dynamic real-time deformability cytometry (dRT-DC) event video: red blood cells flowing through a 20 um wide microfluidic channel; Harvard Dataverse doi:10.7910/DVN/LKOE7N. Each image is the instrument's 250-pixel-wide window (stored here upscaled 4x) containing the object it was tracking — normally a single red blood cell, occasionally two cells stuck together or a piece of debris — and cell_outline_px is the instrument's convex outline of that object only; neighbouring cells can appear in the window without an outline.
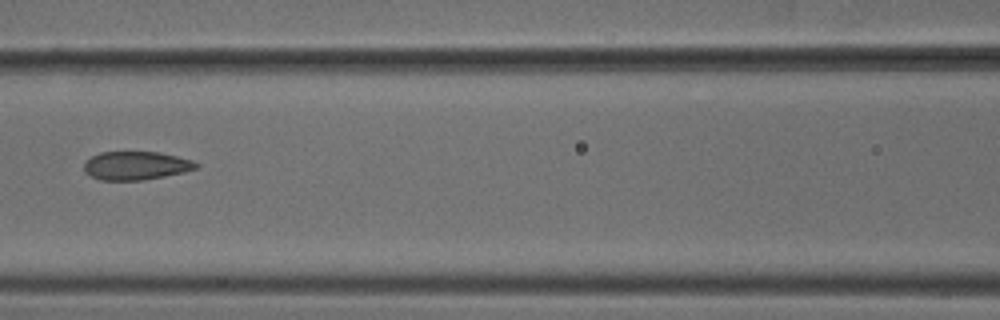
{"species": "common noctule bat (a hibernating species)", "species_latin": "Nyctalus noctula", "temperature_condition": "cold", "stored_images_in_passage": 7, "camera_frame_rate_fps": 3000, "um_per_image_px": 0.085, "animal": {"sex": "male", "body_mass_g": 18.8}, "frame": {"image": 1, "passage_image": 6, "time_ms": 1.667, "image_size_px": [1000, 320], "cell_outline_px": [[200, 164], [196, 168], [184, 172], [144, 180], [100, 180], [84, 172], [84, 160], [100, 152], [160, 152], [192, 160]], "centroid_in_image_um": [11.54, 14.07], "position_along_channel_um": 155.1, "area_um2": 18.61}}
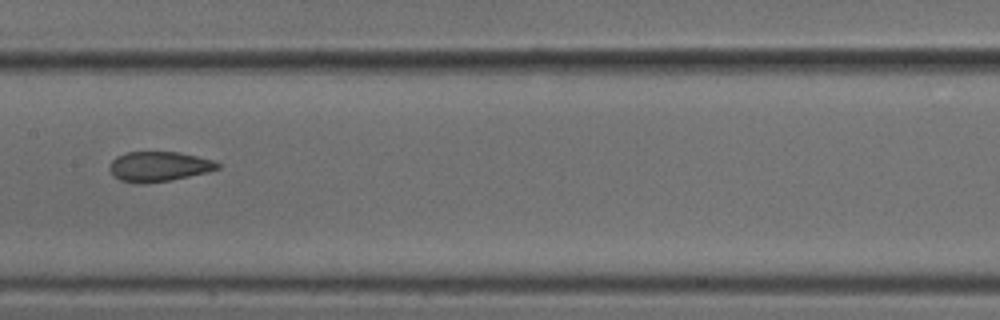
{"frame": {"image": 2, "passage_image": 7, "time_ms": 2.0, "image_size_px": [1000, 320], "cell_outline_px": [[220, 168], [208, 172], [168, 180], [140, 184], [136, 184], [120, 180], [112, 176], [108, 168], [112, 160], [116, 156], [128, 152], [176, 152], [196, 156], [212, 160], [220, 164]], "centroid_in_image_um": [13.45, 14.16], "position_along_channel_um": 193.9, "area_um2": 18.79}}